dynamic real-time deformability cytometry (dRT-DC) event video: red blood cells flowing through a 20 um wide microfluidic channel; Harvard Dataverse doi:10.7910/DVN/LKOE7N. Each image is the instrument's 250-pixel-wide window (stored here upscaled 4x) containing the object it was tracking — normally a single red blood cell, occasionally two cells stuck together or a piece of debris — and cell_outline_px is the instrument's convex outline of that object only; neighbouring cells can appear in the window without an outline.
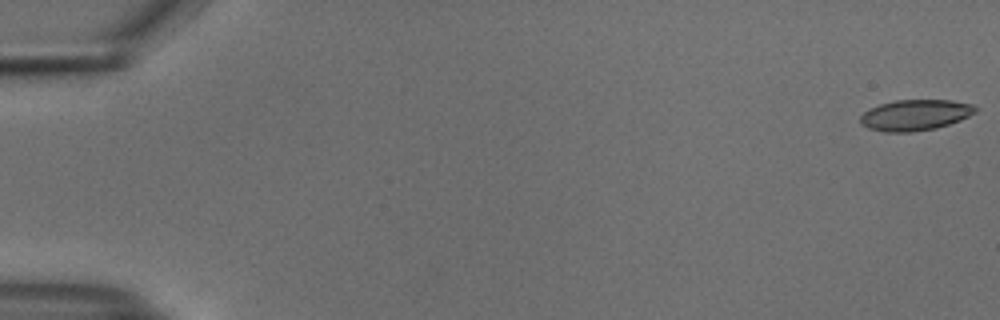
{"species": "common noctule bat (a hibernating species)", "species_latin": "Nyctalus noctula", "temperature_condition": "cold", "stored_images_in_passage": 54, "camera_frame_rate_fps": 3000, "um_per_image_px": 0.085, "animal": {"sex": "male", "body_mass_g": 18.8}, "frame": {"image": 1, "passage_image": 1, "time_ms": 0.0, "image_size_px": [1000, 320], "cell_outline_px": [[976, 112], [960, 120], [936, 128], [912, 132], [884, 132], [868, 128], [860, 124], [860, 116], [868, 108], [880, 104], [896, 100], [952, 100], [972, 104], [976, 108]], "centroid_in_image_um": [77.75, 9.78], "position_along_channel_um": 7.2, "area_um2": 20.75}}
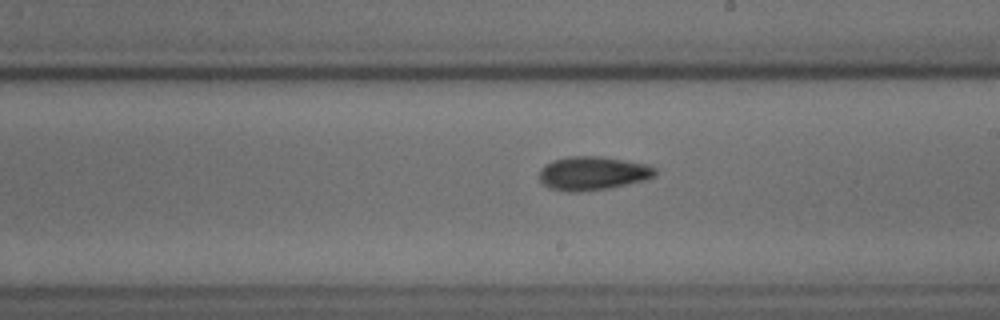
{"frame": {"image": 2, "passage_image": 32, "time_ms": 10.333, "image_size_px": [1000, 320], "cell_outline_px": [[656, 172], [652, 176], [644, 180], [608, 188], [580, 192], [568, 192], [548, 188], [540, 180], [540, 172], [544, 164], [552, 160], [568, 156], [600, 156], [644, 164], [656, 168]], "centroid_in_image_um": [50.32, 14.73], "position_along_channel_um": 238.7, "area_um2": 22.54}}
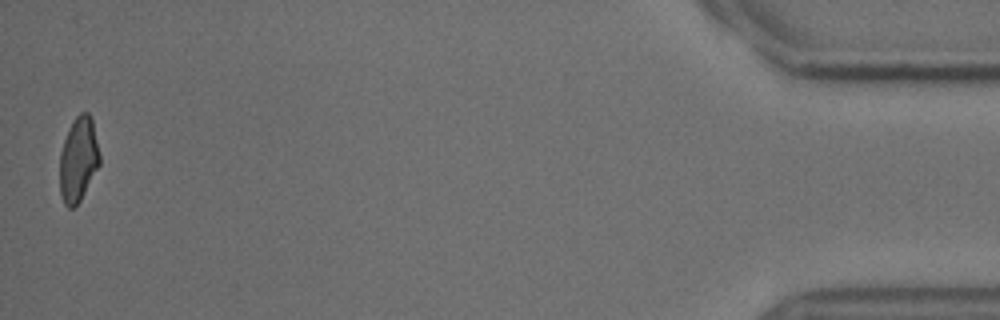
{"frame": {"image": 3, "passage_image": 54, "time_ms": 17.667, "image_size_px": [1000, 320], "cell_outline_px": [[100, 164], [80, 200], [72, 208], [68, 208], [64, 204], [60, 192], [60, 152], [68, 128], [72, 120], [80, 112], [88, 112], [92, 120], [100, 156]], "centroid_in_image_um": [6.65, 13.53], "position_along_channel_um": 428.5, "area_um2": 19.59}, "authors_computed_cell_mechanics": {"area_um2": 21.2704, "velocity_mm_per_s": 3.7498, "shape_relaxation_time_tau1_ms": 6.6807, "shape_relaxation_time_tau2_ms": 4.5951, "deformation_change_tau1": 0.1524, "deformation_change_tau2": 0.0996}}